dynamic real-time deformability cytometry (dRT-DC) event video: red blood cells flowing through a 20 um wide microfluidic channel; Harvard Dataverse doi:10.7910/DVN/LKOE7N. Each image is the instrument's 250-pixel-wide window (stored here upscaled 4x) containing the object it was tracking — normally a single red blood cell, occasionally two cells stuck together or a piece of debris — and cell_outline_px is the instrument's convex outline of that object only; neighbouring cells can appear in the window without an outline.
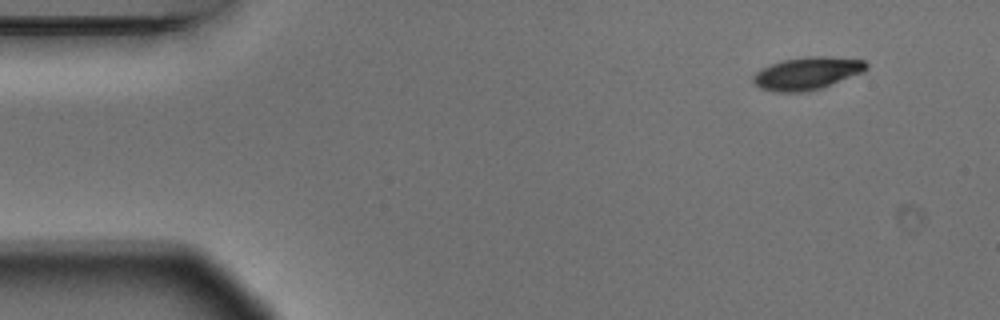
{"species": "Egyptian fruit bat (a non-hibernating species)", "species_latin": "Rousettus aegyptiacus", "temperature_condition": "warm", "stored_images_in_passage": 6, "segment_of_instrument_passage": [2, 2], "camera_frame_rate_fps": 3000, "um_per_image_px": 0.085, "animal": {"sex": "male"}, "frame": {"image": 1, "passage_image": 6, "time_ms": 1.667, "image_size_px": [1000, 320], "cell_outline_px": [[868, 68], [864, 72], [820, 88], [808, 92], [776, 92], [760, 88], [752, 80], [752, 76], [760, 68], [784, 60], [808, 56], [824, 56], [864, 60], [868, 64]], "centroid_in_image_um": [68.6, 6.24], "position_along_channel_um": 16.4, "area_um2": 21.44}}